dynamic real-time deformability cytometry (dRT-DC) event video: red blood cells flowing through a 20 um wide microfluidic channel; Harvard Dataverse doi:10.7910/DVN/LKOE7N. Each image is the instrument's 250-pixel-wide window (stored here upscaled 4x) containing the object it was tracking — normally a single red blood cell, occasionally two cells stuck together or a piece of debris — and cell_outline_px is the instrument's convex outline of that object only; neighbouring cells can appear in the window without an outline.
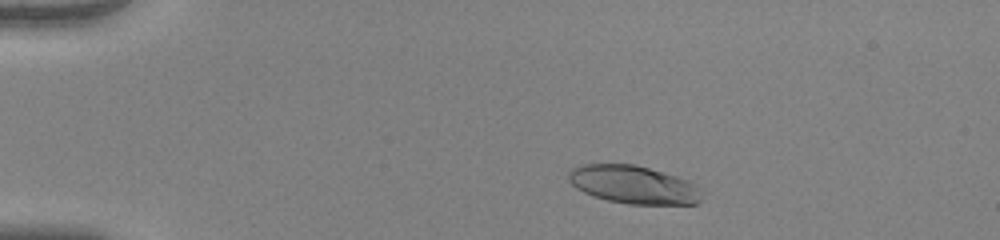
{"species": "human", "species_latin": "Homo sapiens", "temperature_condition": "warm", "stored_images_in_passage": 49, "camera_frame_rate_fps": 3000, "um_per_image_px": 0.085, "donor": {"sex": "female"}, "frame": {"image": 1, "passage_image": 7, "time_ms": 2.0, "image_size_px": [1000, 240], "cell_outline_px": [[700, 200], [696, 204], [628, 204], [608, 200], [592, 196], [576, 188], [568, 180], [568, 172], [572, 168], [584, 164], [636, 164], [676, 176], [688, 180], [696, 184]], "centroid_in_image_um": [53.8, 15.69], "position_along_channel_um": 31.2, "area_um2": 29.42}}
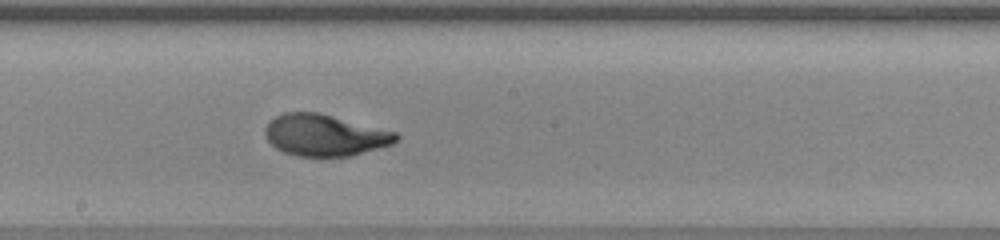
{"frame": {"image": 2, "passage_image": 27, "time_ms": 8.667, "image_size_px": [1000, 240], "cell_outline_px": [[400, 136], [392, 144], [348, 156], [296, 156], [284, 152], [276, 148], [268, 140], [264, 132], [264, 128], [268, 120], [284, 112], [316, 112], [396, 132]], "centroid_in_image_um": [27.55, 11.48], "position_along_channel_um": 220.7, "area_um2": 31.39}}
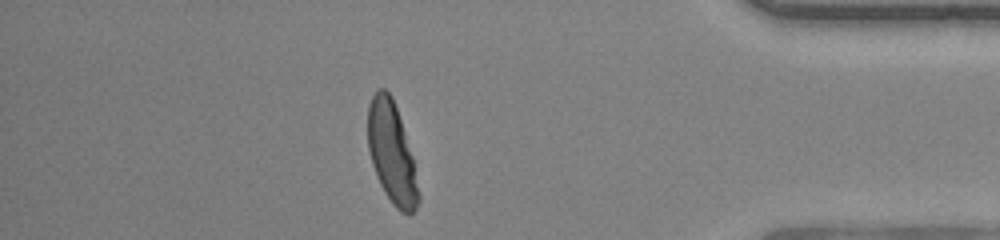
{"frame": {"image": 3, "passage_image": 43, "time_ms": 14.0, "image_size_px": [1000, 240], "cell_outline_px": [[420, 200], [416, 208], [408, 216], [400, 212], [392, 204], [384, 192], [376, 176], [372, 164], [368, 148], [368, 104], [376, 88], [384, 88], [392, 96], [412, 156], [420, 196]], "centroid_in_image_um": [33.28, 13.03], "position_along_channel_um": 401.9, "area_um2": 29.71}, "authors_computed_cell_mechanics": {"area_um2": 30.9808, "velocity_mm_per_s": 3.9702, "shape_relaxation_time_tau1_ms": 3.8975, "shape_relaxation_time_tau2_ms": null, "deformation_change_tau1": 0.2303, "deformation_change_tau2": null}}